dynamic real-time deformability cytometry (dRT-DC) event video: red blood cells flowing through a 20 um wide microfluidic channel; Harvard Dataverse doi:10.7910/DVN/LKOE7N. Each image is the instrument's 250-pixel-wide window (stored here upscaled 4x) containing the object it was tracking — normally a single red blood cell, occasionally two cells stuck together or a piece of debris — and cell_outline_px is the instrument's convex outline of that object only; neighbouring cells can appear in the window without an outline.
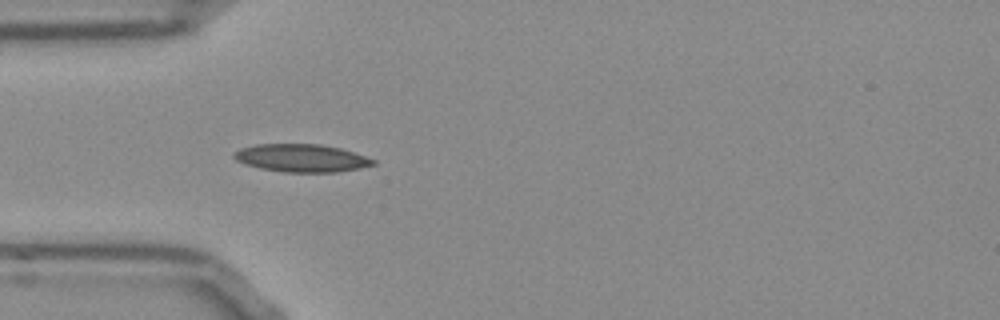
{"species": "Egyptian fruit bat (a non-hibernating species)", "species_latin": "Rousettus aegyptiacus", "temperature_condition": "room temperature", "stored_images_in_passage": 38, "camera_frame_rate_fps": 3000, "um_per_image_px": 0.085, "frame": {"image": 1, "passage_image": 1, "time_ms": 0.0, "image_size_px": [1000, 320], "cell_outline_px": [[376, 164], [360, 168], [336, 172], [284, 172], [260, 168], [244, 164], [236, 160], [232, 156], [240, 148], [256, 144], [320, 144], [340, 148], [376, 160]], "centroid_in_image_um": [25.61, 13.43], "position_along_channel_um": 59.4, "area_um2": 22.48}}
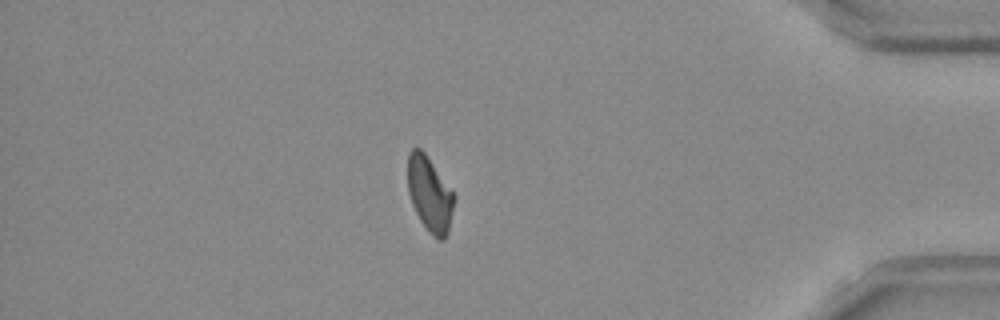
{"frame": {"image": 2, "passage_image": 31, "time_ms": 10.0, "image_size_px": [1000, 320], "cell_outline_px": [[456, 196], [448, 232], [444, 240], [436, 240], [428, 232], [420, 220], [412, 204], [408, 192], [408, 152], [412, 148], [420, 148], [424, 152]], "centroid_in_image_um": [36.53, 16.54], "position_along_channel_um": 398.7, "area_um2": 20.29}}
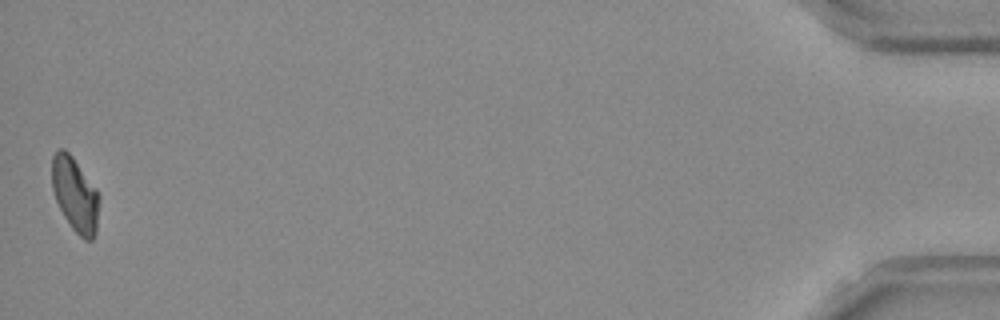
{"frame": {"image": 3, "passage_image": 38, "time_ms": 12.333, "image_size_px": [1000, 320], "cell_outline_px": [[100, 200], [96, 232], [92, 240], [84, 240], [72, 228], [64, 216], [56, 200], [52, 188], [52, 156], [60, 148], [64, 148], [72, 156], [96, 188], [100, 196]], "centroid_in_image_um": [6.4, 16.54], "position_along_channel_um": 428.8, "area_um2": 20.46}, "authors_computed_cell_mechanics": {"area_um2": 20.519, "velocity_mm_per_s": 3.8159, "shape_relaxation_time_tau1_ms": null, "shape_relaxation_time_tau2_ms": 3.9826, "deformation_change_tau1": null, "deformation_change_tau2": 0.1031}}